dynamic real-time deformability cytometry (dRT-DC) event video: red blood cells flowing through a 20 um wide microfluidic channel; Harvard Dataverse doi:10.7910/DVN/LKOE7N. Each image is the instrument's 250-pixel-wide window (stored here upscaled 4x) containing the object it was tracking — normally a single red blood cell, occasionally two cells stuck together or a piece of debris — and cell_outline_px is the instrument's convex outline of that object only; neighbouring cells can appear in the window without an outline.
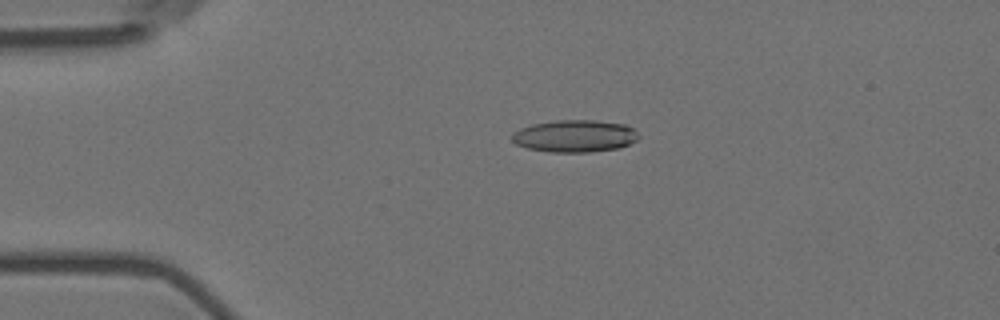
{"species": "Egyptian fruit bat (a non-hibernating species)", "species_latin": "Rousettus aegyptiacus", "temperature_condition": "room temperature", "stored_images_in_passage": 57, "camera_frame_rate_fps": 3000, "um_per_image_px": 0.085, "animal": {"sex": "female"}, "frame": {"image": 1, "passage_image": 13, "time_ms": 4.0, "image_size_px": [1000, 320], "cell_outline_px": [[640, 136], [636, 140], [628, 144], [616, 148], [588, 152], [548, 152], [528, 148], [516, 144], [512, 140], [512, 132], [520, 128], [532, 124], [556, 120], [596, 120], [624, 124], [632, 128]], "centroid_in_image_um": [48.82, 11.56], "position_along_channel_um": 36.2, "area_um2": 23.7}}
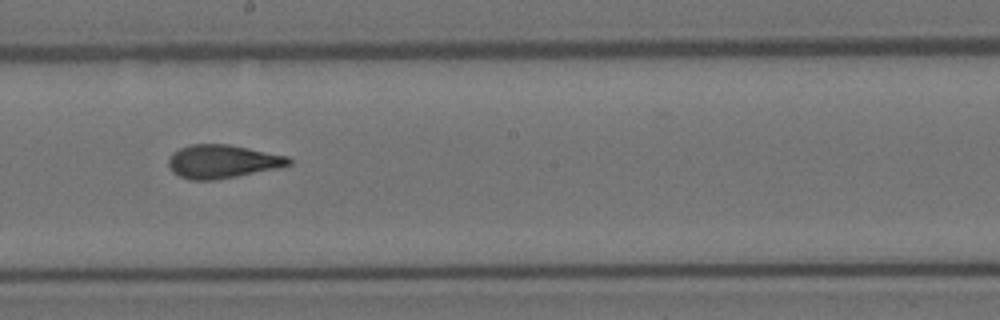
{"frame": {"image": 2, "passage_image": 32, "time_ms": 10.333, "image_size_px": [1000, 320], "cell_outline_px": [[292, 164], [280, 168], [216, 180], [192, 180], [180, 176], [172, 172], [168, 164], [168, 156], [172, 152], [188, 144], [228, 144], [288, 156], [292, 160]], "centroid_in_image_um": [18.9, 13.72], "position_along_channel_um": 229.3, "area_um2": 23.64}}
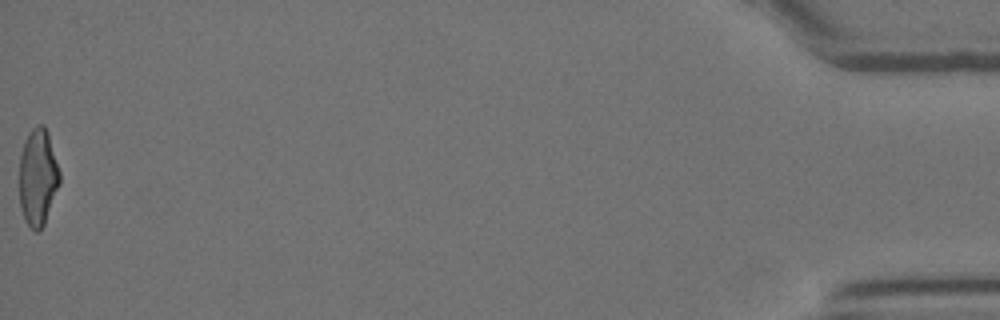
{"frame": {"image": 3, "passage_image": 57, "time_ms": 18.667, "image_size_px": [1000, 320], "cell_outline_px": [[60, 184], [44, 224], [36, 232], [28, 224], [20, 208], [20, 156], [24, 140], [28, 132], [36, 124], [44, 124], [48, 132], [60, 172]], "centroid_in_image_um": [3.23, 15.01], "position_along_channel_um": 432.0, "area_um2": 22.77}, "authors_computed_cell_mechanics": {"area_um2": 23.0044, "velocity_mm_per_s": 3.6307, "shape_relaxation_time_tau1_ms": 10.5288, "shape_relaxation_time_tau2_ms": 1.809, "deformation_change_tau1": 0.2871, "deformation_change_tau2": 0.095}}